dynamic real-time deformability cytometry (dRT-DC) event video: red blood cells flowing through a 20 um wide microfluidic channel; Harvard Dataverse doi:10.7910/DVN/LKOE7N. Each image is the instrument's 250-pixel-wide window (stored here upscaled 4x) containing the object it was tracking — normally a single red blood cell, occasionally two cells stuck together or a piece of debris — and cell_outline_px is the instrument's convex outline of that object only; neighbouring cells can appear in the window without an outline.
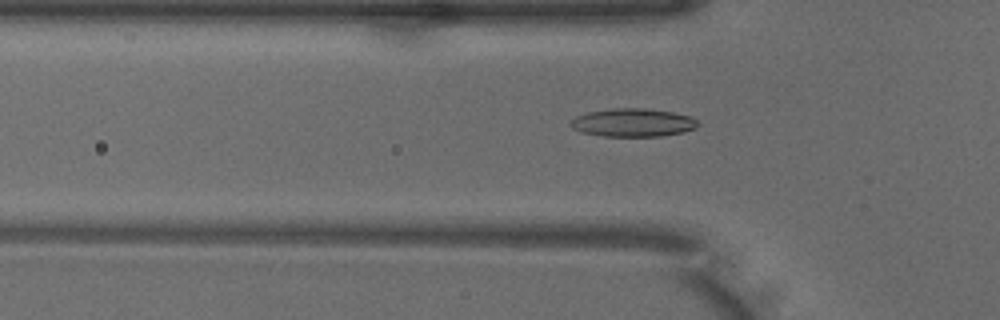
{"species": "common noctule bat (a hibernating species)", "species_latin": "Nyctalus noctula", "temperature_condition": "warm", "stored_images_in_passage": 43, "camera_frame_rate_fps": 3000, "um_per_image_px": 0.085, "animal": {"sex": "male", "body_mass_g": 18.8}, "frame": {"image": 1, "passage_image": 15, "time_ms": 4.667, "image_size_px": [1000, 320], "cell_outline_px": [[700, 124], [696, 128], [684, 132], [664, 136], [604, 136], [584, 132], [572, 128], [568, 124], [576, 116], [588, 112], [612, 108], [644, 108], [672, 112], [692, 116]], "centroid_in_image_um": [53.83, 10.42], "position_along_channel_um": 72.0, "area_um2": 20.98}}
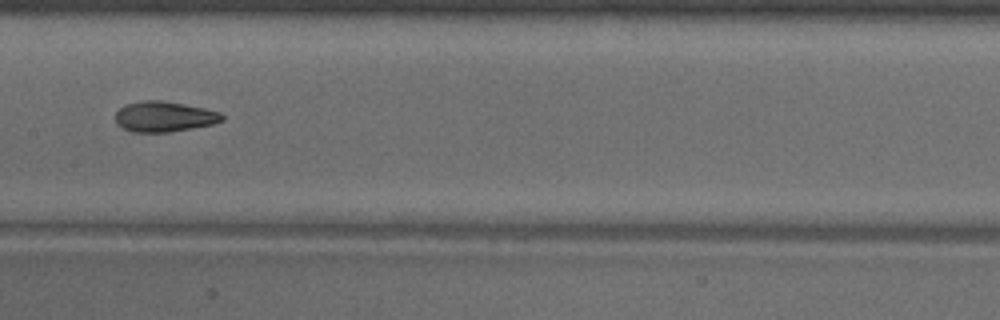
{"frame": {"image": 2, "passage_image": 24, "time_ms": 7.667, "image_size_px": [1000, 320], "cell_outline_px": [[224, 120], [212, 124], [192, 128], [168, 132], [132, 132], [116, 124], [116, 112], [124, 104], [140, 100], [160, 100], [184, 104], [204, 108], [220, 112], [224, 116]], "centroid_in_image_um": [13.94, 9.9], "position_along_channel_um": 193.5, "area_um2": 18.96}}
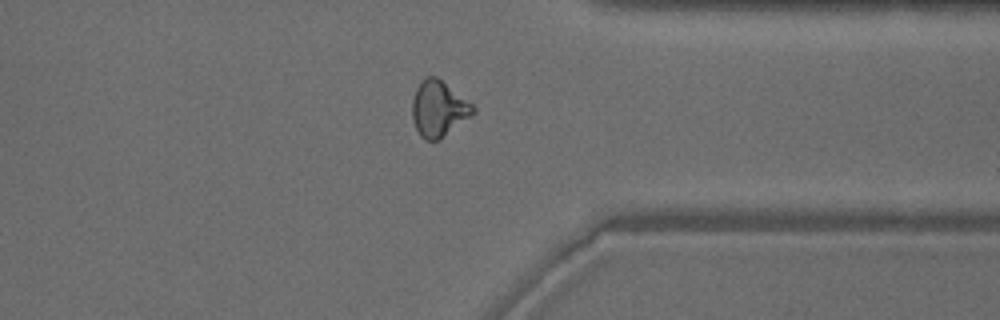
{"frame": {"image": 3, "passage_image": 38, "time_ms": 12.333, "image_size_px": [1000, 320], "cell_outline_px": [[476, 112], [472, 116], [440, 140], [424, 140], [420, 136], [412, 120], [412, 100], [416, 88], [420, 80], [428, 76], [436, 76], [472, 104], [476, 108]], "centroid_in_image_um": [37.27, 9.26], "position_along_channel_um": 374.1, "area_um2": 19.94}, "authors_computed_cell_mechanics": {"area_um2": 19.0162, "velocity_mm_per_s": 4.0046, "shape_relaxation_time_tau1_ms": 9.3201, "shape_relaxation_time_tau2_ms": 1.8538, "deformation_change_tau1": 0.2314, "deformation_change_tau2": 0.083}}